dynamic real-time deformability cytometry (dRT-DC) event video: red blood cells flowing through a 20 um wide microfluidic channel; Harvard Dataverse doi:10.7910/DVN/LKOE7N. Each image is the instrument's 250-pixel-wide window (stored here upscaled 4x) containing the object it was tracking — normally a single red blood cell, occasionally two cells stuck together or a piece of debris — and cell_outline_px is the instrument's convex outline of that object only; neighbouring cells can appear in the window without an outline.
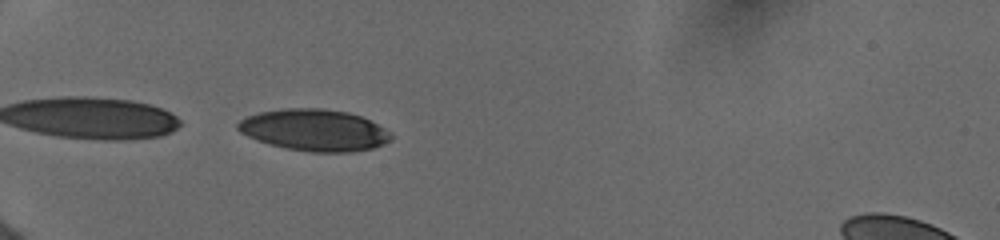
{"species": "human", "species_latin": "Homo sapiens", "temperature_condition": "cold", "stored_images_in_passage": 39, "camera_frame_rate_fps": 3000, "um_per_image_px": 0.085, "donor": {"sex": "female"}, "frame": {"image": 1, "passage_image": 1, "time_ms": 0.0, "image_size_px": [1000, 240], "cell_outline_px": [[392, 136], [388, 140], [372, 148], [348, 152], [312, 152], [288, 148], [256, 140], [240, 132], [236, 128], [236, 124], [240, 120], [248, 116], [260, 112], [284, 108], [324, 108], [348, 112], [360, 116], [392, 132]], "centroid_in_image_um": [26.69, 11.04], "position_along_channel_um": 58.3, "area_um2": 36.82}}
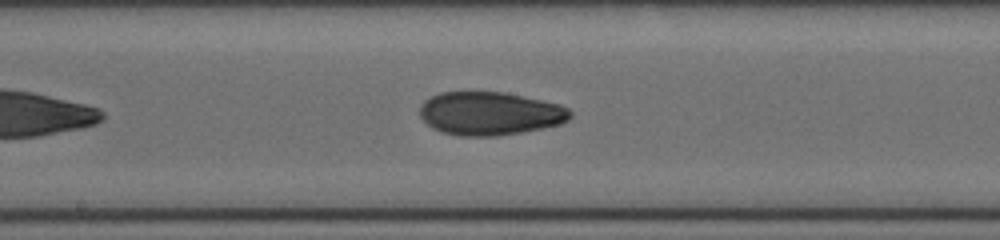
{"frame": {"image": 2, "passage_image": 15, "time_ms": 4.333, "image_size_px": [1000, 240], "cell_outline_px": [[572, 116], [568, 120], [560, 124], [520, 132], [496, 136], [460, 136], [440, 132], [432, 128], [420, 116], [420, 104], [424, 100], [440, 92], [504, 92], [560, 104], [568, 108], [572, 112]], "centroid_in_image_um": [41.63, 9.64], "position_along_channel_um": 206.6, "area_um2": 37.97}}
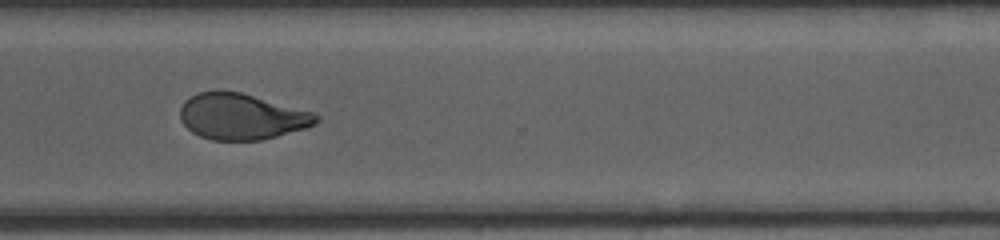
{"frame": {"image": 3, "passage_image": 27, "time_ms": 8.0, "image_size_px": [1000, 240], "cell_outline_px": [[320, 120], [316, 124], [308, 128], [260, 140], [212, 140], [200, 136], [192, 132], [180, 120], [180, 108], [184, 100], [200, 92], [216, 88], [240, 92], [316, 112], [320, 116]], "centroid_in_image_um": [20.56, 9.88], "position_along_channel_um": 350.0, "area_um2": 37.05}, "authors_computed_cell_mechanics": {"area_um2": 38.2636, "velocity_mm_per_s": 3.9419, "shape_relaxation_time_tau1_ms": 5.5746, "shape_relaxation_time_tau2_ms": 2.7181, "deformation_change_tau1": 0.1818, "deformation_change_tau2": 0.0818}}